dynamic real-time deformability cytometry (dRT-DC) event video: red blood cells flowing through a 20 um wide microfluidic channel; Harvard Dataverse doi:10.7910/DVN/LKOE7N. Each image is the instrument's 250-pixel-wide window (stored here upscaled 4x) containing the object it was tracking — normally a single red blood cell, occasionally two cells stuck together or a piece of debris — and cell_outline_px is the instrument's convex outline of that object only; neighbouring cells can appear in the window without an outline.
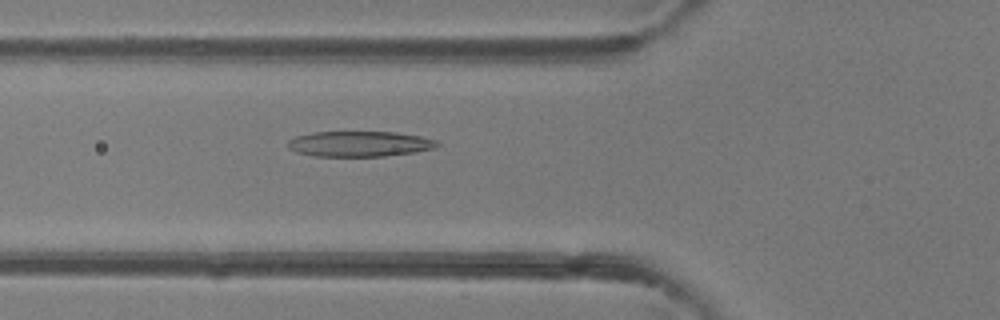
{"species": "common noctule bat (a hibernating species)", "species_latin": "Nyctalus noctula", "temperature_condition": "room temperature", "stored_images_in_passage": 44, "camera_frame_rate_fps": 3000, "um_per_image_px": 0.085, "animal": {"sex": "female"}, "frame": {"image": 1, "passage_image": 17, "time_ms": 5.333, "image_size_px": [1000, 320], "cell_outline_px": [[440, 144], [436, 148], [416, 152], [384, 156], [316, 156], [296, 152], [288, 148], [288, 140], [296, 136], [312, 132], [396, 132], [420, 136], [436, 140]], "centroid_in_image_um": [30.57, 12.23], "position_along_channel_um": 95.2, "area_um2": 22.2}}
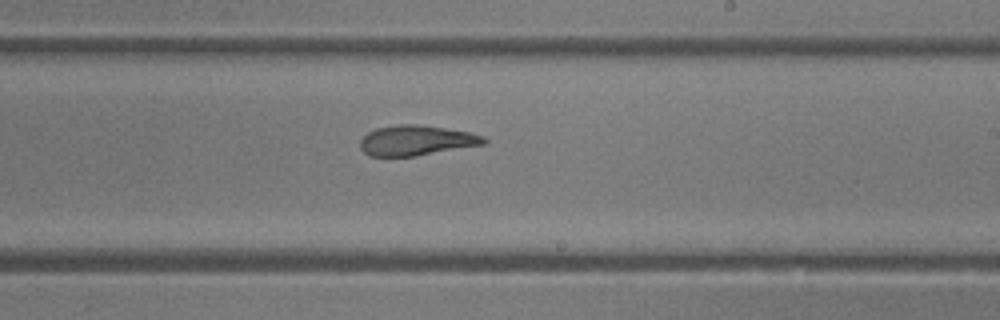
{"frame": {"image": 2, "passage_image": 28, "time_ms": 9.0, "image_size_px": [1000, 320], "cell_outline_px": [[488, 140], [484, 144], [412, 156], [368, 156], [360, 148], [360, 140], [368, 132], [376, 128], [400, 124], [416, 124], [472, 132], [484, 136]], "centroid_in_image_um": [35.37, 11.93], "position_along_channel_um": 253.6, "area_um2": 21.56}}
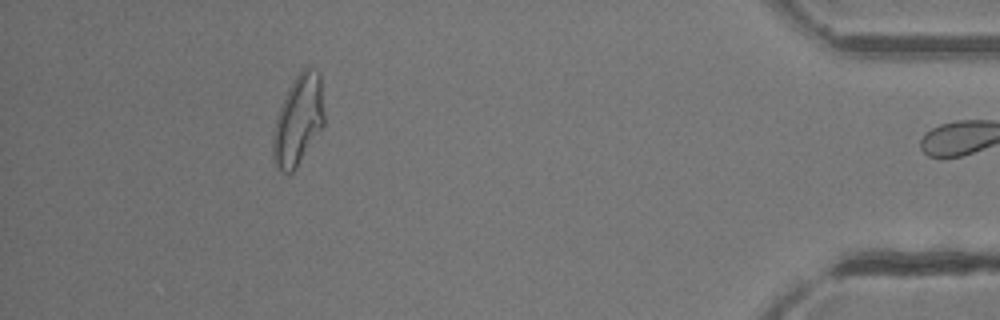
{"frame": {"image": 3, "passage_image": 43, "time_ms": 14.0, "image_size_px": [1000, 320], "cell_outline_px": [[324, 124], [296, 168], [292, 172], [284, 172], [276, 164], [272, 156], [272, 136], [276, 116], [296, 76], [308, 64], [320, 72], [324, 116]], "centroid_in_image_um": [25.36, 10.19], "position_along_channel_um": 409.8, "area_um2": 26.53}, "authors_computed_cell_mechanics": {"area_um2": 23.409, "velocity_mm_per_s": 4.307, "shape_relaxation_time_tau1_ms": 9.3374, "shape_relaxation_time_tau2_ms": 2.0595, "deformation_change_tau1": 0.2966, "deformation_change_tau2": 0.1125}}